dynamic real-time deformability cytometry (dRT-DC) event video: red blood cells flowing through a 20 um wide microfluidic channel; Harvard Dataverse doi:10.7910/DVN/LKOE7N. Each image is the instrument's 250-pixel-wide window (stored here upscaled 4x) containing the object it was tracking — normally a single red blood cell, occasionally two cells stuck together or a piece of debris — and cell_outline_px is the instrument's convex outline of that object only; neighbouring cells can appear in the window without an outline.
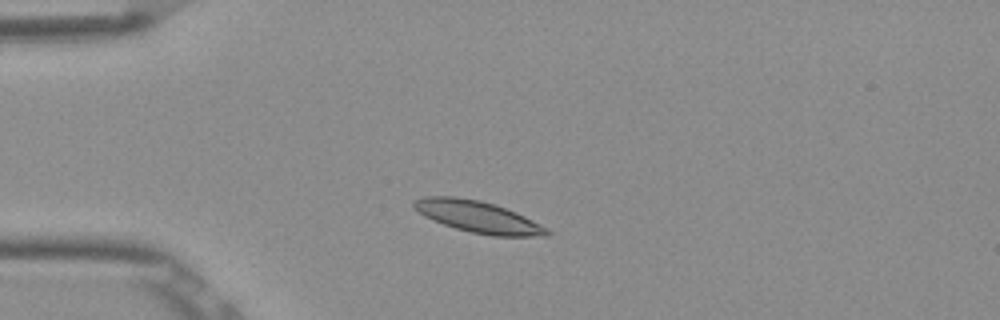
{"species": "Egyptian fruit bat (a non-hibernating species)", "species_latin": "Rousettus aegyptiacus", "temperature_condition": "room temperature", "stored_images_in_passage": 3, "camera_frame_rate_fps": 3000, "um_per_image_px": 0.085, "frame": {"image": 1, "passage_image": 3, "time_ms": 0.667, "image_size_px": [1000, 320], "cell_outline_px": [[552, 232], [548, 236], [492, 236], [472, 232], [456, 228], [444, 224], [424, 216], [412, 208], [412, 200], [424, 196], [456, 196], [480, 200], [516, 212], [548, 228]], "centroid_in_image_um": [40.6, 18.42], "position_along_channel_um": 44.4, "area_um2": 24.51}}